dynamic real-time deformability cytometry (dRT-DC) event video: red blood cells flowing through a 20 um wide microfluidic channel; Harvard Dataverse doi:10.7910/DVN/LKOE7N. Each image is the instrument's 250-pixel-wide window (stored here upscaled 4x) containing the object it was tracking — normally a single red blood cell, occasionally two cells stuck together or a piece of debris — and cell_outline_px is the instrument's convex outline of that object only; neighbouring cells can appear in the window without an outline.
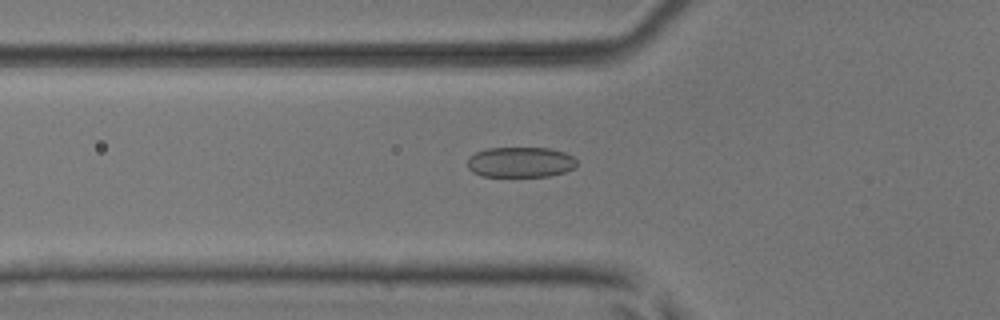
{"species": "common noctule bat (a hibernating species)", "species_latin": "Nyctalus noctula", "temperature_condition": "room temperature", "stored_images_in_passage": 51, "camera_frame_rate_fps": 3000, "um_per_image_px": 0.085, "animal": {"sex": "male", "body_mass_g": 17.9, "forearm_length_mm": 54.2}, "frame": {"image": 1, "passage_image": 18, "time_ms": 5.667, "image_size_px": [1000, 320], "cell_outline_px": [[576, 168], [564, 172], [548, 176], [480, 176], [472, 172], [468, 168], [468, 156], [476, 152], [488, 148], [548, 148], [564, 152], [572, 156], [576, 160]], "centroid_in_image_um": [44.22, 13.78], "position_along_channel_um": 81.6, "area_um2": 19.42}}
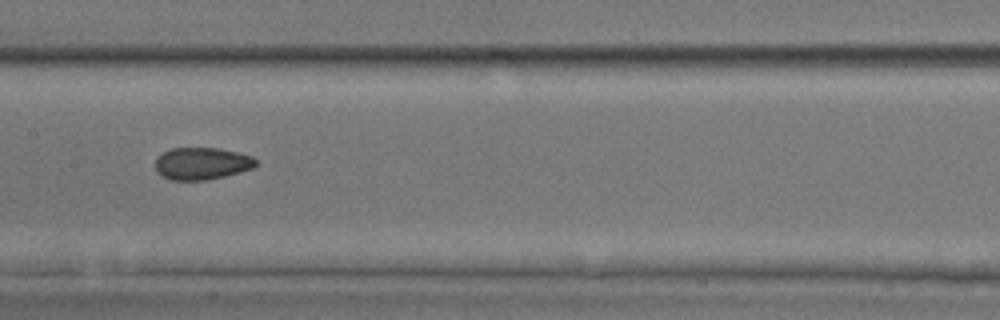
{"frame": {"image": 2, "passage_image": 26, "time_ms": 8.333, "image_size_px": [1000, 320], "cell_outline_px": [[256, 164], [252, 168], [240, 172], [224, 176], [204, 180], [172, 180], [156, 172], [156, 156], [172, 148], [220, 148], [252, 156], [256, 160]], "centroid_in_image_um": [17.14, 13.89], "position_along_channel_um": 190.3, "area_um2": 18.73}}
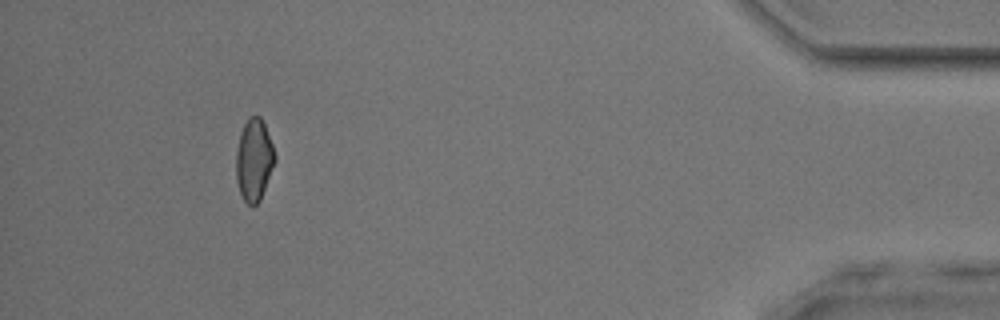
{"frame": {"image": 3, "passage_image": 47, "time_ms": 15.333, "image_size_px": [1000, 320], "cell_outline_px": [[276, 160], [260, 200], [252, 208], [244, 200], [240, 192], [236, 180], [236, 152], [240, 132], [248, 116], [260, 116], [264, 124], [272, 144], [276, 156]], "centroid_in_image_um": [21.58, 13.6], "position_along_channel_um": 413.6, "area_um2": 18.55}, "authors_computed_cell_mechanics": {"area_um2": 19.074, "velocity_mm_per_s": 4.0692, "shape_relaxation_time_tau1_ms": null, "shape_relaxation_time_tau2_ms": 1.6741, "deformation_change_tau1": null, "deformation_change_tau2": 0.0645}}